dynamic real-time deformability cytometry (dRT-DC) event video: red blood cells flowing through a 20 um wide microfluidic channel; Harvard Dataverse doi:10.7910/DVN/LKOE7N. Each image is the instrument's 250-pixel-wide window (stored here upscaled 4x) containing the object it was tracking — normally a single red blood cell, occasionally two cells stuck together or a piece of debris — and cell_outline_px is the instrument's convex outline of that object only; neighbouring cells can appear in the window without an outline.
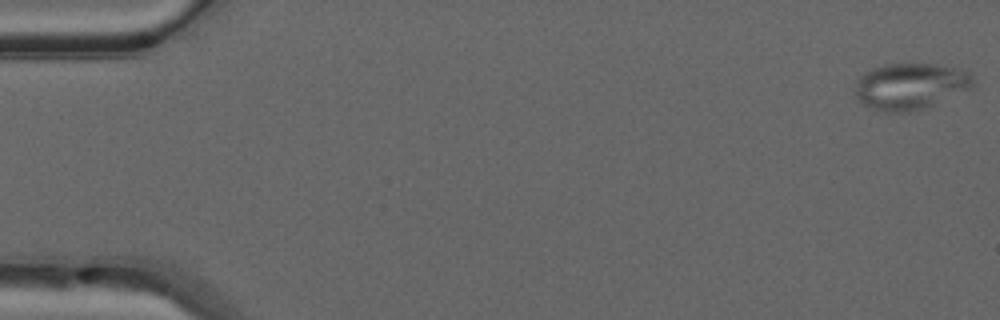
{"species": "common noctule bat (a hibernating species)", "species_latin": "Nyctalus noctula", "temperature_condition": "warm", "stored_images_in_passage": 14, "camera_frame_rate_fps": 3000, "um_per_image_px": 0.085, "animal": {"sex": "male", "forearm_length_mm": 52.5}, "frame": {"image": 1, "passage_image": 1, "time_ms": 0.0, "image_size_px": [1000, 320], "cell_outline_px": [[972, 88], [928, 108], [908, 112], [888, 112], [864, 104], [856, 96], [856, 80], [864, 72], [872, 68], [884, 64], [932, 64], [952, 68], [968, 72], [972, 80]], "centroid_in_image_um": [77.37, 7.34], "position_along_channel_um": 7.6, "area_um2": 31.56}}